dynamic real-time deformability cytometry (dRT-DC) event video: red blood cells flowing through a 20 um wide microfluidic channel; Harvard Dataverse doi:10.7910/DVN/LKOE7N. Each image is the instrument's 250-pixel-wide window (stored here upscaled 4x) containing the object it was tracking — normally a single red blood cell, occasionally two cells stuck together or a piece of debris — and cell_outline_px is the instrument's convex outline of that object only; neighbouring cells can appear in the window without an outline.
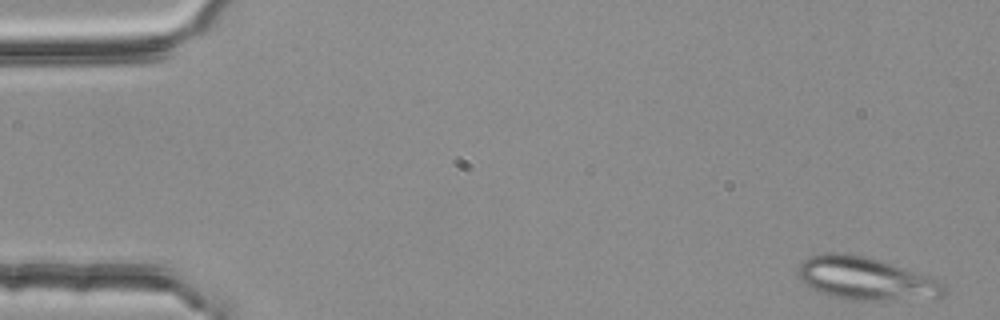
{"species": "common noctule bat (a hibernating species)", "species_latin": "Nyctalus noctula", "temperature_condition": "room temperature", "stored_images_in_passage": 52, "segment_of_instrument_passage": [1, 2], "camera_frame_rate_fps": 3000, "um_per_image_px": 0.085, "animal": {"sex": "female", "body_mass_g": 25.1}, "frame": {"image": 1, "passage_image": 2, "time_ms": 0.333, "image_size_px": [1000, 320], "cell_outline_px": [[948, 292], [940, 296], [884, 300], [852, 300], [828, 296], [812, 288], [800, 280], [796, 272], [800, 264], [808, 256], [824, 252], [848, 252], [864, 256], [892, 264], [940, 280], [948, 288]], "centroid_in_image_um": [73.53, 23.66], "position_along_channel_um": 11.5, "area_um2": 36.41}}